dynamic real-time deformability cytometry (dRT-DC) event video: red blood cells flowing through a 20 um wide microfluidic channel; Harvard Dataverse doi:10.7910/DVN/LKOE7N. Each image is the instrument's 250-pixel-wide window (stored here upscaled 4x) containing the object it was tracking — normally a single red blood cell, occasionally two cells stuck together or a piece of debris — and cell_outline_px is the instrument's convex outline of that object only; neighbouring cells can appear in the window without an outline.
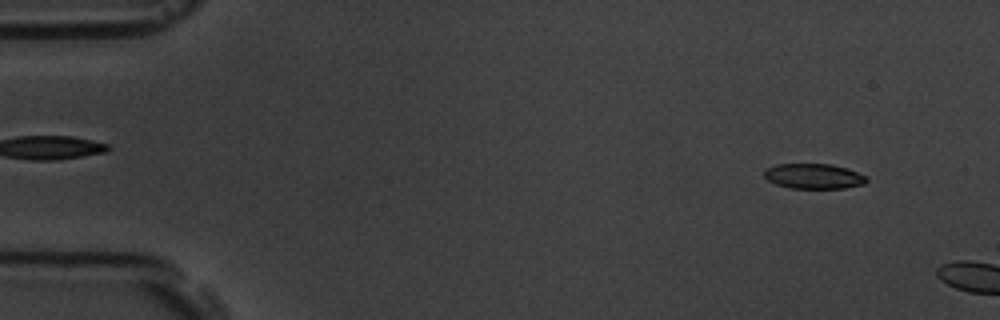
{"species": "common noctule bat (a hibernating species)", "species_latin": "Nyctalus noctula", "temperature_condition": "room temperature", "stored_images_in_passage": 2, "camera_frame_rate_fps": 3000, "um_per_image_px": 0.085, "animal": {"sex": "male", "body_mass_g": 19.5, "forearm_length_mm": 54.6}, "frame": {"image": 1, "passage_image": 1, "time_ms": 0.0, "image_size_px": [1000, 320], "cell_outline_px": [[868, 180], [864, 184], [844, 188], [788, 188], [776, 184], [768, 180], [764, 176], [764, 172], [768, 168], [776, 164], [832, 164], [848, 168], [868, 176]], "centroid_in_image_um": [69.21, 14.97], "position_along_channel_um": 15.8, "area_um2": 15.09}}